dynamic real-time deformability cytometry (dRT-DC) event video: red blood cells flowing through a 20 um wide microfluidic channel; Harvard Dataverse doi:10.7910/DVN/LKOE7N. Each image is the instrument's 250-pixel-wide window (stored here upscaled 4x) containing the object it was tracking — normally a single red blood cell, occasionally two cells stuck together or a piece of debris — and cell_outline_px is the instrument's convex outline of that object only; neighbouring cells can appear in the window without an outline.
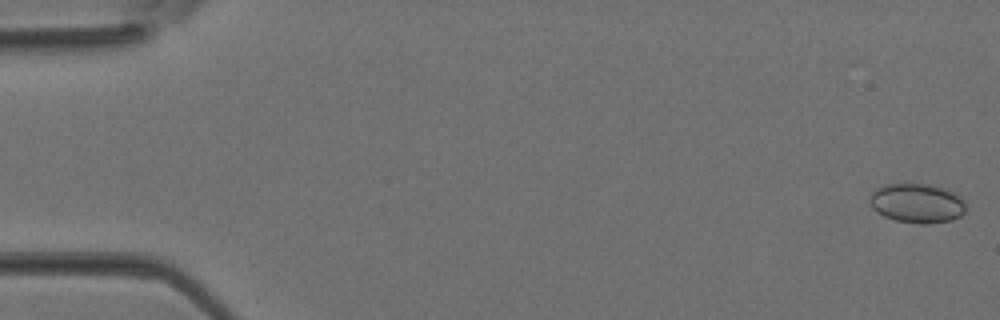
{"species": "Egyptian fruit bat (a non-hibernating species)", "species_latin": "Rousettus aegyptiacus", "temperature_condition": "room temperature", "stored_images_in_passage": 43, "camera_frame_rate_fps": 3000, "um_per_image_px": 0.085, "animal": {"sex": "female"}, "frame": {"image": 1, "passage_image": 1, "time_ms": 0.0, "image_size_px": [1000, 320], "cell_outline_px": [[964, 212], [960, 216], [952, 220], [924, 224], [896, 220], [884, 216], [876, 212], [868, 204], [868, 196], [876, 188], [884, 184], [904, 180], [908, 180], [928, 184], [944, 188], [960, 196], [964, 200]], "centroid_in_image_um": [77.87, 17.21], "position_along_channel_um": 7.1, "area_um2": 22.83}}
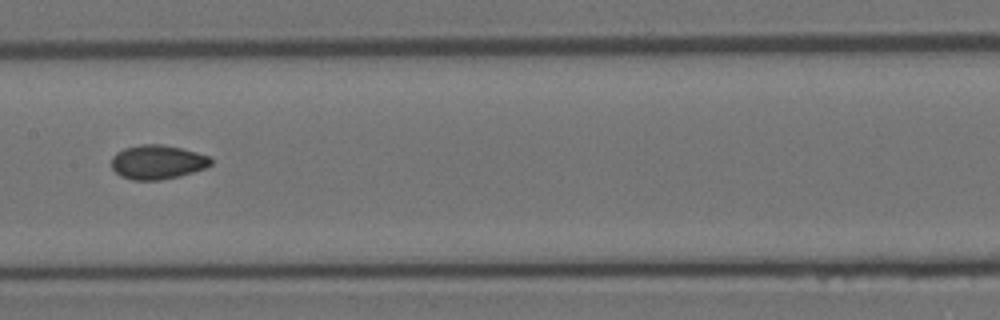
{"frame": {"image": 2, "passage_image": 22, "time_ms": 7.0, "image_size_px": [1000, 320], "cell_outline_px": [[212, 164], [204, 168], [180, 176], [160, 180], [132, 180], [120, 176], [112, 168], [112, 156], [116, 152], [124, 148], [140, 144], [160, 144], [180, 148], [212, 156]], "centroid_in_image_um": [13.38, 13.77], "position_along_channel_um": 194.0, "area_um2": 19.88}}
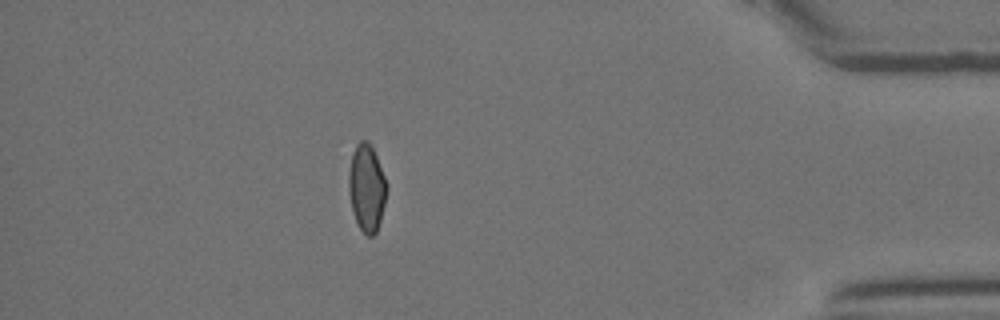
{"frame": {"image": 3, "passage_image": 38, "time_ms": 12.333, "image_size_px": [1000, 320], "cell_outline_px": [[388, 188], [380, 220], [376, 232], [372, 236], [368, 236], [360, 228], [352, 212], [348, 188], [348, 176], [352, 152], [356, 144], [360, 140], [368, 140], [372, 144], [388, 184]], "centroid_in_image_um": [31.17, 15.91], "position_along_channel_um": 404.0, "area_um2": 19.54}}